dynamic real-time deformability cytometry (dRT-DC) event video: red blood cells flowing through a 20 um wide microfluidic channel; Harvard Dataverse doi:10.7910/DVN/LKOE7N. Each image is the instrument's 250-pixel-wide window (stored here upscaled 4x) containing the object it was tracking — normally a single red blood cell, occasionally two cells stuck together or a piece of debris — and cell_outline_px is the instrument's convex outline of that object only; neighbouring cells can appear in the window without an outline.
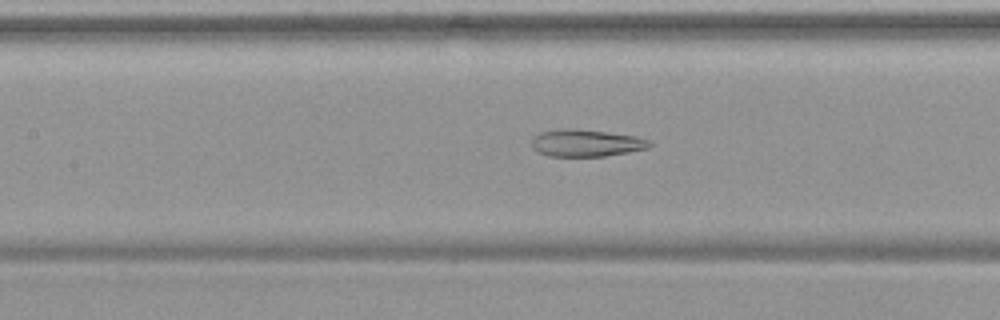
{"species": "common noctule bat (a hibernating species)", "species_latin": "Nyctalus noctula", "temperature_condition": "warm", "stored_images_in_passage": 51, "camera_frame_rate_fps": 3000, "um_per_image_px": 0.085, "animal": {"sex": "female", "body_mass_g": 19.9}, "frame": {"image": 1, "passage_image": 25, "time_ms": 8.0, "image_size_px": [1000, 320], "cell_outline_px": [[652, 144], [648, 148], [628, 152], [604, 156], [548, 156], [536, 152], [532, 148], [532, 136], [540, 132], [568, 128], [604, 132], [636, 136], [652, 140]], "centroid_in_image_um": [49.8, 12.16], "position_along_channel_um": 157.6, "area_um2": 18.61}}
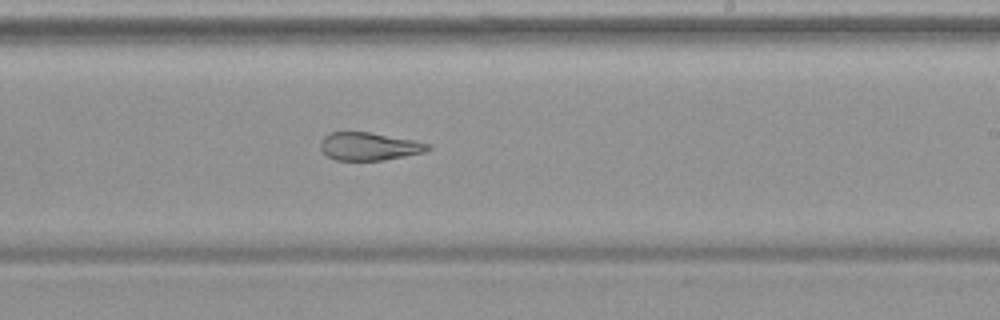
{"frame": {"image": 2, "passage_image": 33, "time_ms": 10.667, "image_size_px": [1000, 320], "cell_outline_px": [[432, 148], [424, 152], [384, 160], [336, 160], [328, 156], [320, 148], [320, 140], [324, 136], [332, 132], [372, 132], [416, 140], [432, 144]], "centroid_in_image_um": [31.41, 12.43], "position_along_channel_um": 257.6, "area_um2": 17.63}}
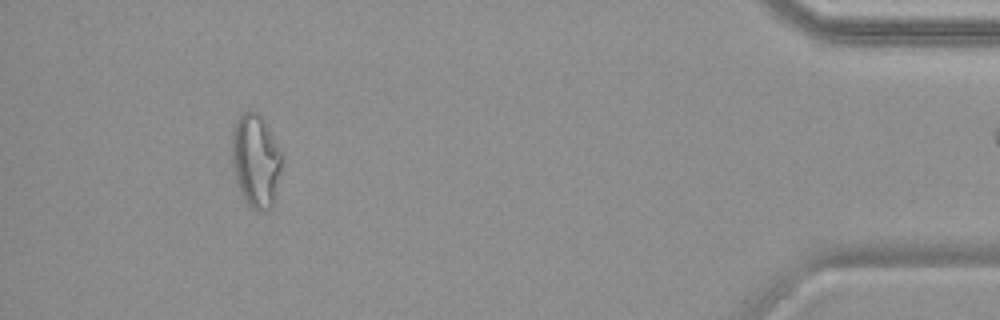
{"frame": {"image": 3, "passage_image": 50, "time_ms": 16.333, "image_size_px": [1000, 320], "cell_outline_px": [[284, 152], [276, 200], [272, 208], [268, 212], [256, 212], [248, 208], [240, 192], [236, 180], [232, 164], [232, 128], [236, 120], [248, 108], [256, 112], [260, 116]], "centroid_in_image_um": [21.77, 13.73], "position_along_channel_um": 413.4, "area_um2": 28.21}}